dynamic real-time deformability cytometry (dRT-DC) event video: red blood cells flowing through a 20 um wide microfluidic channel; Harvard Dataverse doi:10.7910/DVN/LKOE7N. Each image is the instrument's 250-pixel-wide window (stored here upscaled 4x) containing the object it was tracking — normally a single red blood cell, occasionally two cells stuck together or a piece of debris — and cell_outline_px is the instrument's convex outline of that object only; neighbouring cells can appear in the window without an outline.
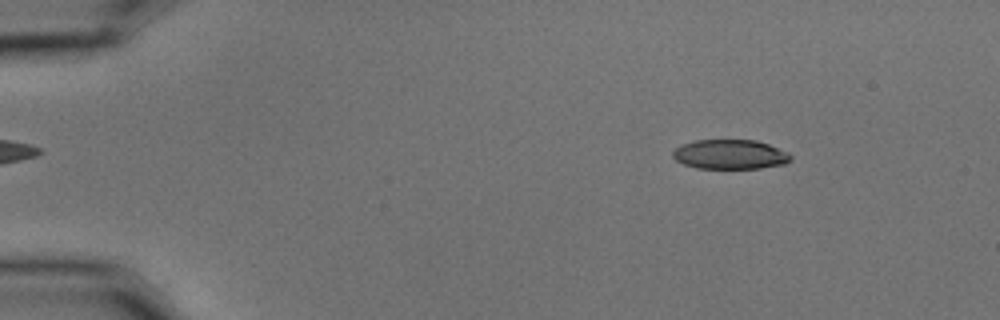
{"species": "common noctule bat (a hibernating species)", "species_latin": "Nyctalus noctula", "temperature_condition": "cold", "stored_images_in_passage": 55, "camera_frame_rate_fps": 3000, "um_per_image_px": 0.085, "animal": {"sex": "male", "body_mass_g": 15.6}, "frame": {"image": 1, "passage_image": 7, "time_ms": 2.0, "image_size_px": [1000, 320], "cell_outline_px": [[792, 160], [784, 164], [760, 168], [696, 168], [684, 164], [676, 160], [672, 156], [672, 152], [676, 148], [684, 144], [696, 140], [756, 140], [768, 144], [788, 152], [792, 156]], "centroid_in_image_um": [62.08, 13.12], "position_along_channel_um": 22.9, "area_um2": 20.23}}
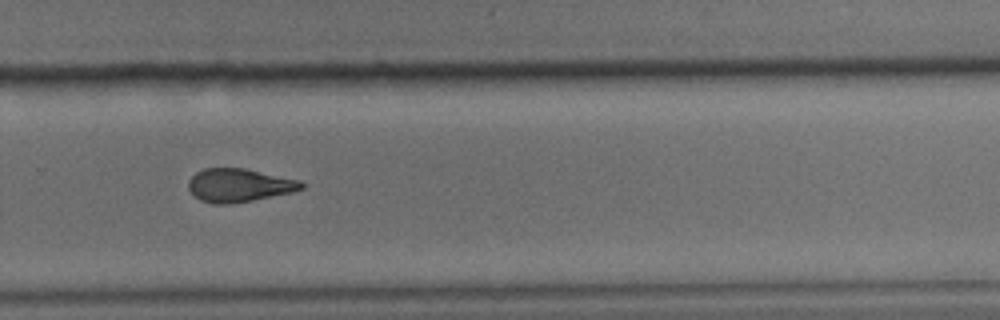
{"frame": {"image": 2, "passage_image": 38, "time_ms": 12.333, "image_size_px": [1000, 320], "cell_outline_px": [[304, 188], [292, 192], [252, 200], [228, 204], [212, 204], [200, 200], [188, 188], [188, 180], [196, 172], [204, 168], [244, 168], [300, 180], [304, 184]], "centroid_in_image_um": [20.31, 15.74], "position_along_channel_um": 309.5, "area_um2": 21.85}}
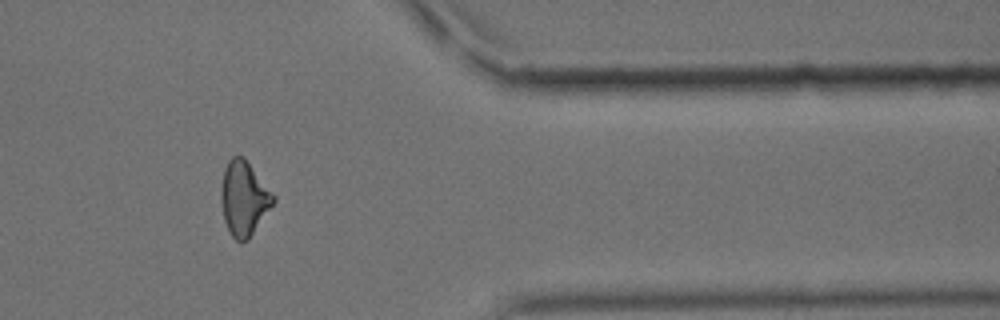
{"frame": {"image": 3, "passage_image": 46, "time_ms": 15.0, "image_size_px": [1000, 320], "cell_outline_px": [[276, 200], [248, 240], [240, 244], [232, 236], [224, 220], [220, 200], [220, 192], [224, 168], [228, 160], [232, 156], [244, 156], [276, 196]], "centroid_in_image_um": [20.73, 16.85], "position_along_channel_um": 390.7, "area_um2": 22.89}, "authors_computed_cell_mechanics": {"area_um2": 22.253, "velocity_mm_per_s": 3.6095, "shape_relaxation_time_tau1_ms": 10.306, "shape_relaxation_time_tau2_ms": 3.7259, "deformation_change_tau1": 0.2149, "deformation_change_tau2": 0.1232}}